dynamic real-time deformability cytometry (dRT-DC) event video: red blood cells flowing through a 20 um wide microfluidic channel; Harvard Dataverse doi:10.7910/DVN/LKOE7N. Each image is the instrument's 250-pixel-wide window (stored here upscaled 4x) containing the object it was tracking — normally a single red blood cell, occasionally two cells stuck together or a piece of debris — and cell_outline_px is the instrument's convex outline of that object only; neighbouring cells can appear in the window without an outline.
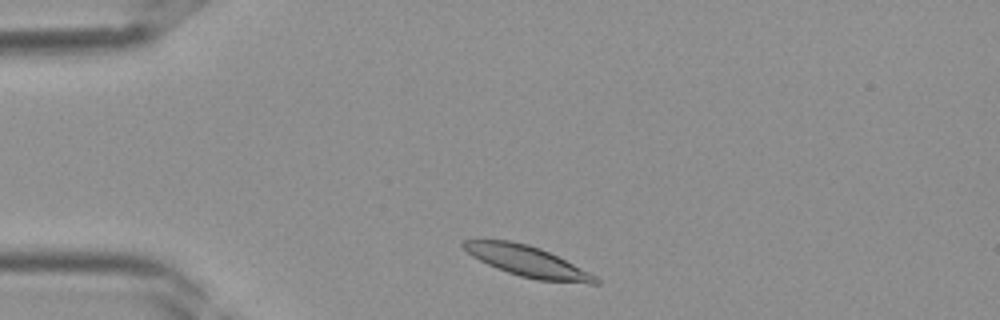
{"species": "Egyptian fruit bat (a non-hibernating species)", "species_latin": "Rousettus aegyptiacus", "temperature_condition": "room temperature", "stored_images_in_passage": 28, "camera_frame_rate_fps": 3000, "um_per_image_px": 0.085, "frame": {"image": 1, "passage_image": 2, "time_ms": 0.333, "image_size_px": [1000, 320], "cell_outline_px": [[600, 284], [588, 284], [540, 280], [520, 276], [496, 268], [472, 256], [460, 244], [460, 240], [512, 240], [528, 244], [540, 248], [596, 276], [600, 280]], "centroid_in_image_um": [44.81, 22.21], "position_along_channel_um": 40.2, "area_um2": 23.35}}
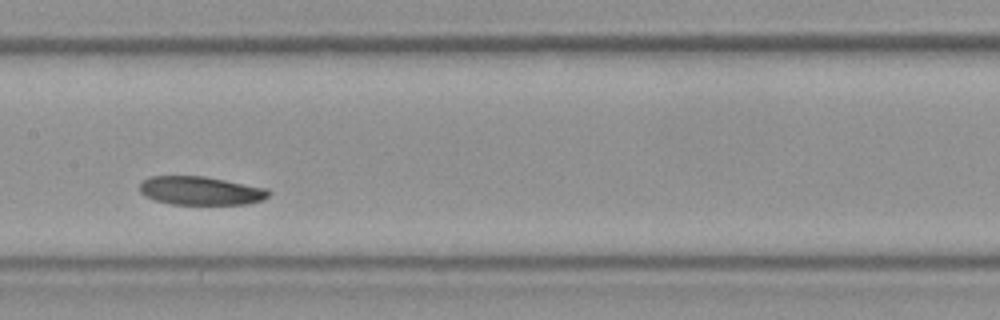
{"frame": {"image": 2, "passage_image": 13, "time_ms": 4.0, "image_size_px": [1000, 320], "cell_outline_px": [[272, 192], [264, 200], [248, 204], [172, 204], [156, 200], [144, 196], [140, 192], [140, 184], [148, 176], [204, 176], [268, 188]], "centroid_in_image_um": [17.09, 16.21], "position_along_channel_um": 190.3, "area_um2": 21.56}}
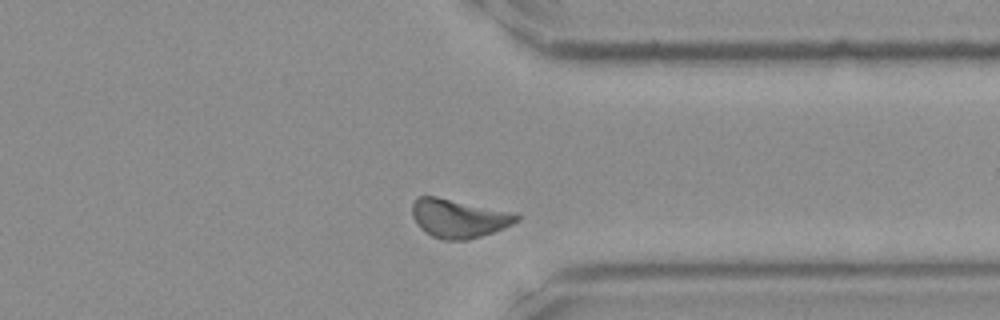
{"frame": {"image": 3, "passage_image": 24, "time_ms": 7.667, "image_size_px": [1000, 320], "cell_outline_px": [[520, 220], [504, 228], [468, 240], [444, 240], [432, 236], [420, 228], [416, 224], [412, 216], [412, 204], [416, 196], [436, 196], [516, 212], [520, 216]], "centroid_in_image_um": [38.99, 18.54], "position_along_channel_um": 372.4, "area_um2": 23.81}}